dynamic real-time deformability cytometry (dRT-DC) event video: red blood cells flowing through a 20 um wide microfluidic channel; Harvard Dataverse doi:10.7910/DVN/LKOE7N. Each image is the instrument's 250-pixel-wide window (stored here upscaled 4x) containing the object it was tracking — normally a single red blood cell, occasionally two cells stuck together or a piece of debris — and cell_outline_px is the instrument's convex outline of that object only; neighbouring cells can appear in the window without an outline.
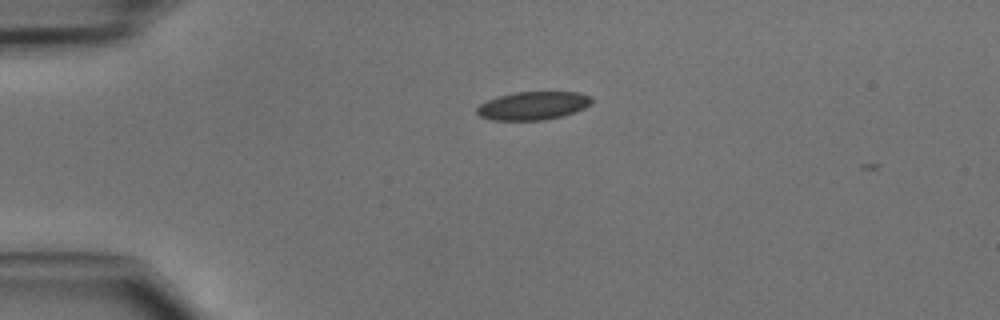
{"species": "common noctule bat (a hibernating species)", "species_latin": "Nyctalus noctula", "temperature_condition": "cold", "stored_images_in_passage": 3, "camera_frame_rate_fps": 3000, "um_per_image_px": 0.085, "animal": {"sex": "male", "body_mass_g": 15.6}, "frame": {"image": 1, "passage_image": 1, "time_ms": 0.0, "image_size_px": [1000, 320], "cell_outline_px": [[592, 104], [584, 108], [560, 116], [544, 120], [492, 120], [480, 116], [476, 112], [476, 108], [480, 104], [488, 100], [500, 96], [516, 92], [580, 92], [592, 96]], "centroid_in_image_um": [45.32, 8.98], "position_along_channel_um": 39.7, "area_um2": 18.79}}